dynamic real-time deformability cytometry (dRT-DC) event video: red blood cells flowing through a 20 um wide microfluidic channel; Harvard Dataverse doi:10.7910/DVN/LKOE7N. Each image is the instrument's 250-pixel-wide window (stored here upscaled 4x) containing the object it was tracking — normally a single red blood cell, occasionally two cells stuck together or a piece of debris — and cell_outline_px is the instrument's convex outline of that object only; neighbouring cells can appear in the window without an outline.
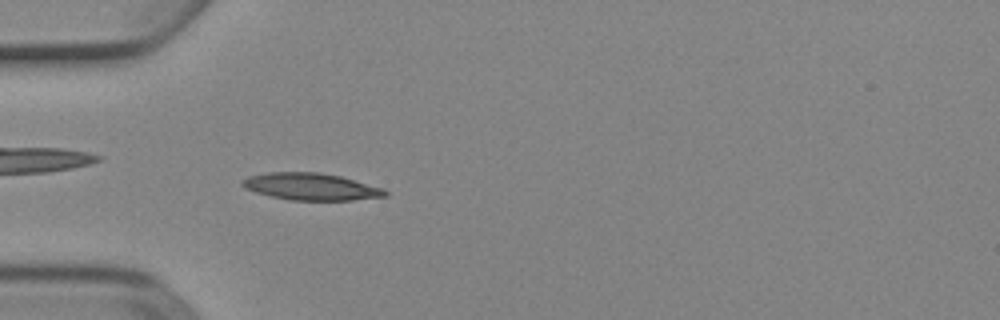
{"species": "Egyptian fruit bat (a non-hibernating species)", "species_latin": "Rousettus aegyptiacus", "temperature_condition": "cold", "stored_images_in_passage": 52, "camera_frame_rate_fps": 3000, "um_per_image_px": 0.085, "animal": {"sex": "female"}, "frame": {"image": 1, "passage_image": 16, "time_ms": 5.0, "image_size_px": [1000, 320], "cell_outline_px": [[388, 196], [352, 200], [288, 200], [256, 192], [244, 188], [240, 184], [240, 180], [248, 176], [268, 172], [320, 172], [340, 176], [384, 188], [388, 192]], "centroid_in_image_um": [26.42, 15.86], "position_along_channel_um": 58.6, "area_um2": 22.6}}
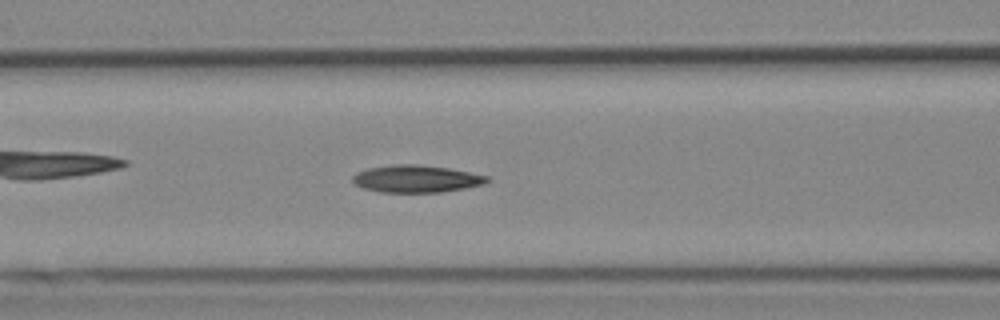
{"frame": {"image": 2, "passage_image": 22, "time_ms": 7.0, "image_size_px": [1000, 320], "cell_outline_px": [[492, 180], [484, 184], [464, 188], [440, 192], [380, 192], [364, 188], [352, 184], [352, 176], [356, 172], [368, 168], [396, 164], [416, 164], [448, 168], [488, 176]], "centroid_in_image_um": [35.35, 15.2], "position_along_channel_um": 131.2, "area_um2": 21.39}}
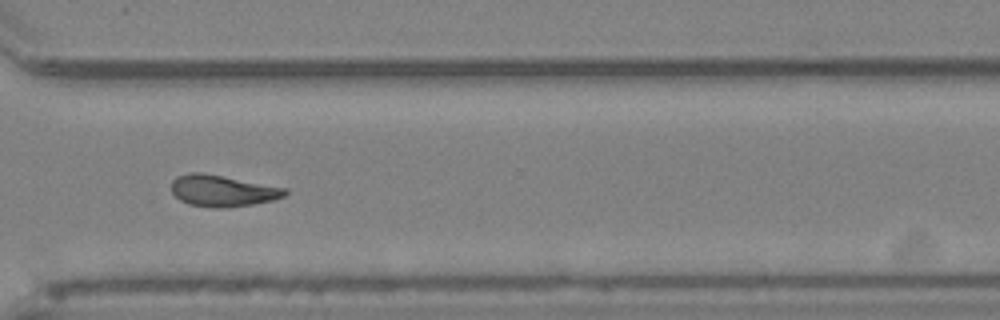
{"frame": {"image": 3, "passage_image": 39, "time_ms": 12.667, "image_size_px": [1000, 320], "cell_outline_px": [[288, 192], [284, 196], [272, 200], [252, 204], [224, 208], [216, 208], [188, 204], [180, 200], [172, 192], [172, 180], [176, 176], [192, 172], [200, 172], [224, 176], [288, 188]], "centroid_in_image_um": [18.92, 16.21], "position_along_channel_um": 351.7, "area_um2": 20.81}}